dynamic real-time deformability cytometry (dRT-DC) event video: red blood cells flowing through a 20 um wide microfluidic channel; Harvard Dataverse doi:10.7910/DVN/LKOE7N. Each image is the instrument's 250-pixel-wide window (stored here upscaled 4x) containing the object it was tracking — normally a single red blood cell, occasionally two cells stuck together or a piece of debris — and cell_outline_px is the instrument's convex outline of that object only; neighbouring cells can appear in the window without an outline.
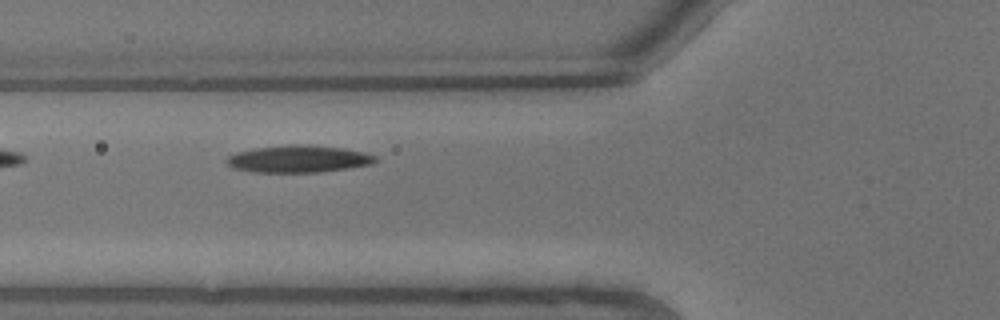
{"species": "common noctule bat (a hibernating species)", "species_latin": "Nyctalus noctula", "temperature_condition": "warm", "stored_images_in_passage": 7, "camera_frame_rate_fps": 3000, "um_per_image_px": 0.085, "animal": {"sex": "male", "body_mass_g": 13.3}, "frame": {"image": 1, "passage_image": 6, "time_ms": 1.667, "image_size_px": [1000, 320], "cell_outline_px": [[380, 160], [372, 164], [348, 168], [320, 172], [252, 172], [232, 168], [224, 160], [228, 156], [236, 152], [256, 148], [292, 144], [296, 144], [344, 148], [364, 152], [376, 156]], "centroid_in_image_um": [25.37, 13.51], "position_along_channel_um": 100.4, "area_um2": 23.58}}
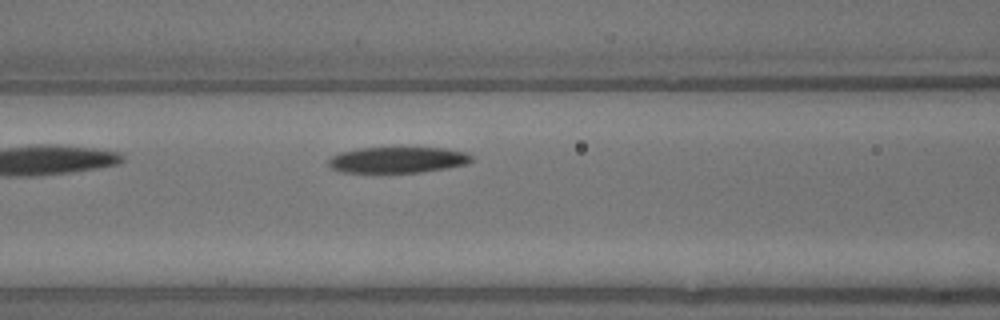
{"frame": {"image": 2, "passage_image": 7, "time_ms": 2.0, "image_size_px": [1000, 320], "cell_outline_px": [[472, 160], [468, 164], [448, 168], [420, 172], [344, 172], [332, 168], [328, 164], [328, 160], [332, 156], [340, 152], [360, 148], [444, 148], [468, 152], [472, 156]], "centroid_in_image_um": [33.85, 13.58], "position_along_channel_um": 132.8, "area_um2": 21.62}}